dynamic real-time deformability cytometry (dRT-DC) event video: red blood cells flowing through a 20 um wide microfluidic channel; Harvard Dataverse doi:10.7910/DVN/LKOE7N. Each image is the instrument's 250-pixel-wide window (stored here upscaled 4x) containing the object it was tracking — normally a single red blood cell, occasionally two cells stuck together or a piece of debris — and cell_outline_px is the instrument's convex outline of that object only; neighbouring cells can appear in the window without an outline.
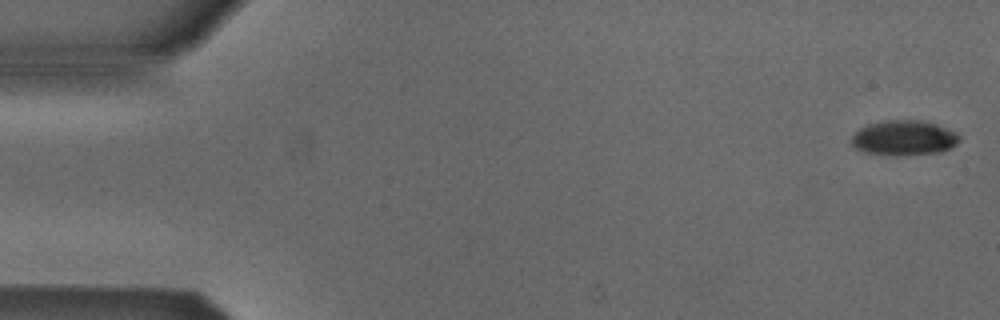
{"species": "Egyptian fruit bat (a non-hibernating species)", "species_latin": "Rousettus aegyptiacus", "temperature_condition": "cold", "stored_images_in_passage": 5, "camera_frame_rate_fps": 3000, "um_per_image_px": 0.085, "animal": {"sex": "male"}, "frame": {"image": 1, "passage_image": 1, "time_ms": 0.0, "image_size_px": [1000, 320], "cell_outline_px": [[960, 140], [956, 144], [940, 152], [908, 156], [892, 156], [864, 152], [856, 148], [852, 144], [852, 136], [860, 128], [868, 124], [888, 120], [920, 120], [936, 124], [956, 132], [960, 136]], "centroid_in_image_um": [76.84, 11.74], "position_along_channel_um": 8.2, "area_um2": 22.14}}
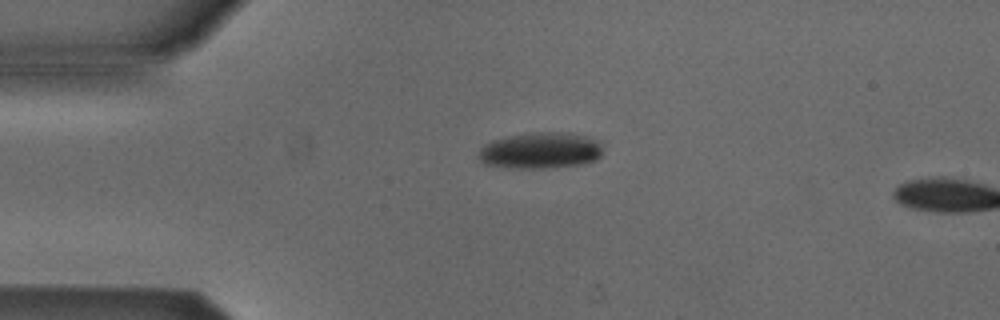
{"frame": {"image": 2, "passage_image": 4, "time_ms": 3.667, "image_size_px": [1000, 320], "cell_outline_px": [[604, 152], [596, 160], [580, 164], [548, 168], [508, 168], [484, 164], [476, 156], [480, 148], [484, 144], [492, 140], [508, 136], [540, 132], [568, 132], [600, 140]], "centroid_in_image_um": [45.94, 12.8], "position_along_channel_um": 39.1, "area_um2": 26.59}}